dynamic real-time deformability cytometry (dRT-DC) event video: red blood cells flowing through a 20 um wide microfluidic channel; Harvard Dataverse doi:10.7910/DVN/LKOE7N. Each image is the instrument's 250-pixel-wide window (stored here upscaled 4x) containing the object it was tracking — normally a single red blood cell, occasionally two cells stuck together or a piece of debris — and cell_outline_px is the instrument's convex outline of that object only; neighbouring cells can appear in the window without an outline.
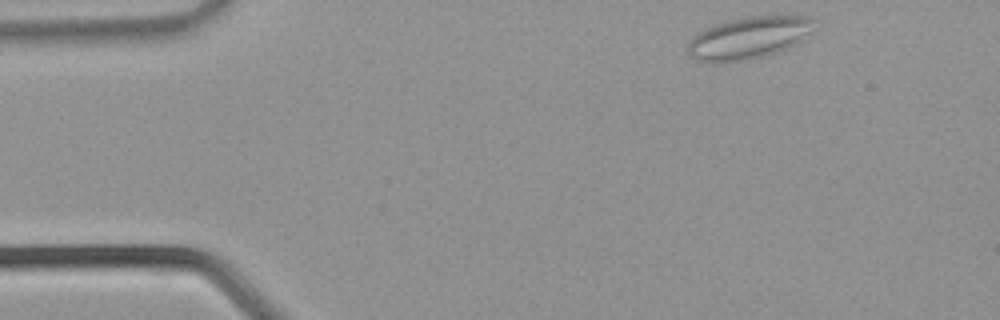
{"species": "common noctule bat (a hibernating species)", "species_latin": "Nyctalus noctula", "temperature_condition": "warm", "stored_images_in_passage": 31, "camera_frame_rate_fps": 3000, "um_per_image_px": 0.085, "animal": {"sex": "male", "body_mass_g": 21.5, "forearm_length_mm": 52.0}, "frame": {"image": 1, "passage_image": 1, "time_ms": 0.0, "image_size_px": [1000, 320], "cell_outline_px": [[816, 20], [804, 40], [788, 48], [776, 52], [744, 60], [716, 64], [696, 60], [688, 52], [688, 44], [696, 32], [716, 24], [748, 16], [808, 16]], "centroid_in_image_um": [63.62, 3.22], "position_along_channel_um": 21.4, "area_um2": 30.87}}
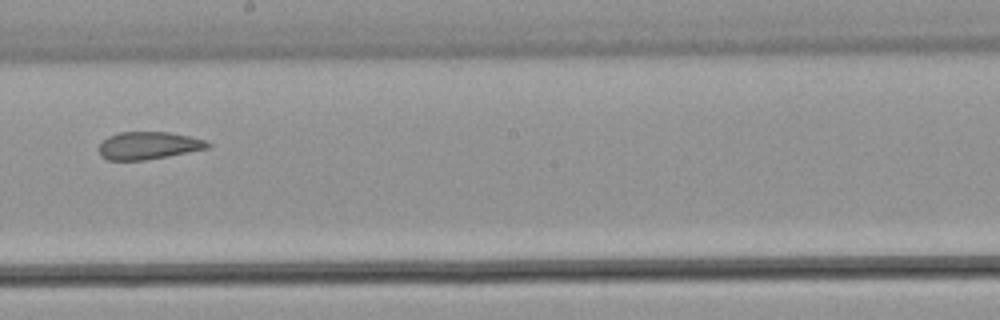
{"frame": {"image": 2, "passage_image": 16, "time_ms": 5.0, "image_size_px": [1000, 320], "cell_outline_px": [[212, 144], [208, 148], [144, 160], [108, 160], [100, 156], [100, 144], [108, 136], [120, 132], [168, 132], [188, 136], [204, 140]], "centroid_in_image_um": [12.59, 12.37], "position_along_channel_um": 235.6, "area_um2": 17.17}}
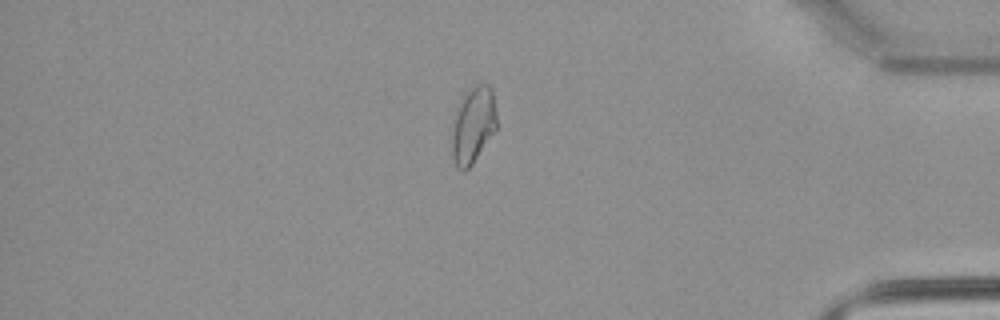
{"frame": {"image": 3, "passage_image": 26, "time_ms": 8.333, "image_size_px": [1000, 320], "cell_outline_px": [[496, 128], [472, 164], [464, 172], [460, 172], [456, 168], [452, 156], [452, 136], [460, 96], [476, 84], [488, 84], [492, 88], [496, 112]], "centroid_in_image_um": [40.21, 10.63], "position_along_channel_um": 395.0, "area_um2": 19.83}}